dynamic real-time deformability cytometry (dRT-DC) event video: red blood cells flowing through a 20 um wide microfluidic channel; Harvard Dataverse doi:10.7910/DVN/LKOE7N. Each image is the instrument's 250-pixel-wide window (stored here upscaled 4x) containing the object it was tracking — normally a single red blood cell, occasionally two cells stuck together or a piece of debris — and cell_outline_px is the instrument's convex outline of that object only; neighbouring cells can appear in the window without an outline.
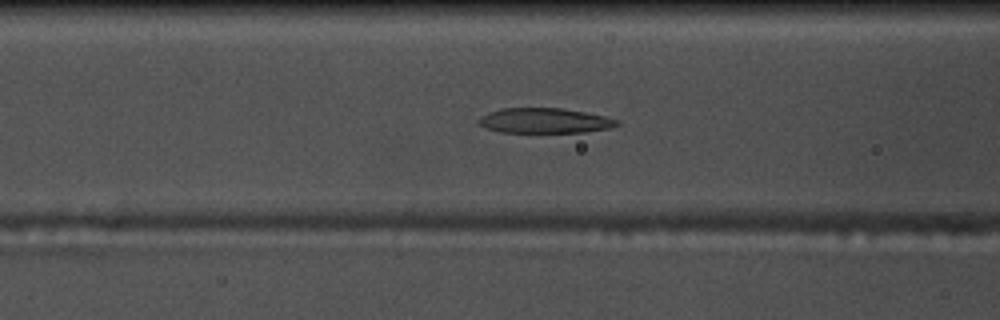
{"species": "common noctule bat (a hibernating species)", "species_latin": "Nyctalus noctula", "temperature_condition": "warm", "stored_images_in_passage": 54, "camera_frame_rate_fps": 3000, "um_per_image_px": 0.085, "animal": {"sex": "male", "body_mass_g": 17.5, "forearm_length_mm": 52.3}, "frame": {"image": 1, "passage_image": 21, "time_ms": 6.667, "image_size_px": [1000, 320], "cell_outline_px": [[620, 124], [608, 128], [584, 132], [500, 132], [488, 128], [480, 124], [476, 120], [480, 116], [500, 108], [560, 108], [584, 112], [604, 116], [620, 120]], "centroid_in_image_um": [46.28, 10.25], "position_along_channel_um": 120.3, "area_um2": 20.06}}
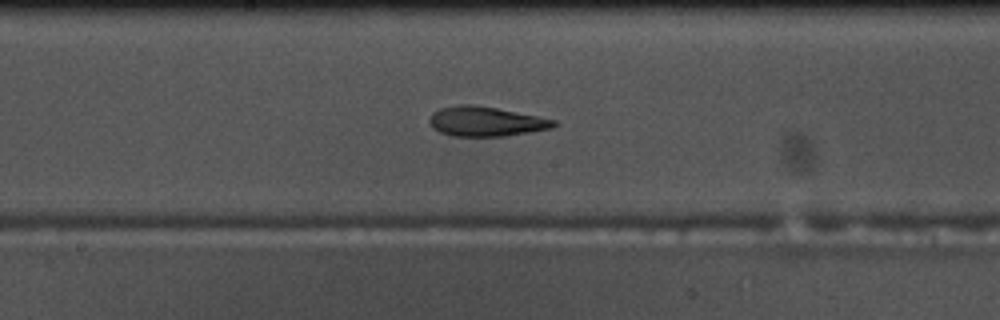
{"frame": {"image": 2, "passage_image": 28, "time_ms": 9.0, "image_size_px": [1000, 320], "cell_outline_px": [[556, 124], [552, 128], [504, 136], [452, 136], [440, 132], [432, 128], [428, 120], [432, 112], [440, 108], [456, 104], [472, 104], [496, 108], [556, 120]], "centroid_in_image_um": [41.23, 10.32], "position_along_channel_um": 207.0, "area_um2": 21.44}}
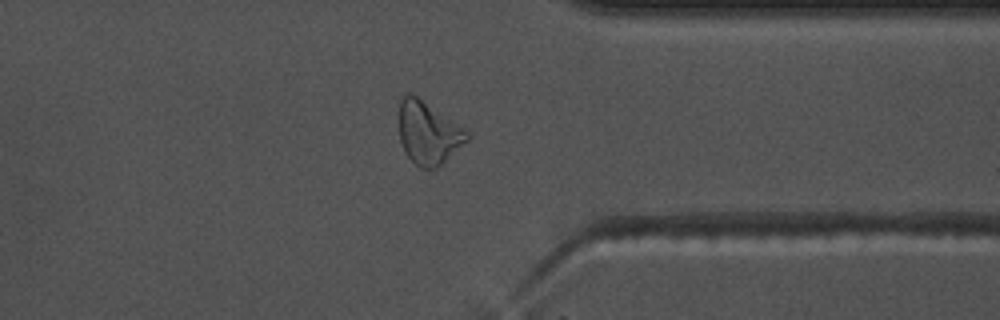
{"frame": {"image": 3, "passage_image": 42, "time_ms": 13.667, "image_size_px": [1000, 320], "cell_outline_px": [[468, 140], [436, 168], [420, 168], [404, 152], [400, 140], [400, 96], [404, 92], [408, 92], [416, 96], [464, 128], [468, 132]], "centroid_in_image_um": [36.37, 11.28], "position_along_channel_um": 375.0, "area_um2": 24.33}, "authors_computed_cell_mechanics": {"area_um2": 22.6576, "velocity_mm_per_s": 3.7245, "shape_relaxation_time_tau1_ms": null, "shape_relaxation_time_tau2_ms": 3.5574, "deformation_change_tau1": null, "deformation_change_tau2": 0.1375}}